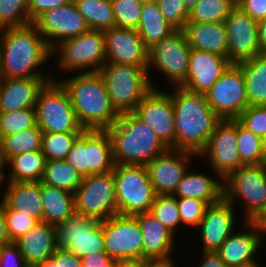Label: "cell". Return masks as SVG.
Instances as JSON below:
<instances>
[{
	"label": "cell",
	"instance_id": "16",
	"mask_svg": "<svg viewBox=\"0 0 266 267\" xmlns=\"http://www.w3.org/2000/svg\"><path fill=\"white\" fill-rule=\"evenodd\" d=\"M132 113L171 149H175L174 107L169 93L153 88Z\"/></svg>",
	"mask_w": 266,
	"mask_h": 267
},
{
	"label": "cell",
	"instance_id": "46",
	"mask_svg": "<svg viewBox=\"0 0 266 267\" xmlns=\"http://www.w3.org/2000/svg\"><path fill=\"white\" fill-rule=\"evenodd\" d=\"M4 214L6 217L7 232L11 242H15L39 223L37 219L29 215H24L10 209L5 203Z\"/></svg>",
	"mask_w": 266,
	"mask_h": 267
},
{
	"label": "cell",
	"instance_id": "39",
	"mask_svg": "<svg viewBox=\"0 0 266 267\" xmlns=\"http://www.w3.org/2000/svg\"><path fill=\"white\" fill-rule=\"evenodd\" d=\"M237 150L243 165L265 164L262 137L253 134L237 121Z\"/></svg>",
	"mask_w": 266,
	"mask_h": 267
},
{
	"label": "cell",
	"instance_id": "34",
	"mask_svg": "<svg viewBox=\"0 0 266 267\" xmlns=\"http://www.w3.org/2000/svg\"><path fill=\"white\" fill-rule=\"evenodd\" d=\"M45 156L42 150L28 151L10 158L5 165H9V182H37L41 181Z\"/></svg>",
	"mask_w": 266,
	"mask_h": 267
},
{
	"label": "cell",
	"instance_id": "44",
	"mask_svg": "<svg viewBox=\"0 0 266 267\" xmlns=\"http://www.w3.org/2000/svg\"><path fill=\"white\" fill-rule=\"evenodd\" d=\"M141 0H112V10L118 27L136 29L141 18Z\"/></svg>",
	"mask_w": 266,
	"mask_h": 267
},
{
	"label": "cell",
	"instance_id": "38",
	"mask_svg": "<svg viewBox=\"0 0 266 267\" xmlns=\"http://www.w3.org/2000/svg\"><path fill=\"white\" fill-rule=\"evenodd\" d=\"M237 7V0H198L189 10L187 22H224Z\"/></svg>",
	"mask_w": 266,
	"mask_h": 267
},
{
	"label": "cell",
	"instance_id": "48",
	"mask_svg": "<svg viewBox=\"0 0 266 267\" xmlns=\"http://www.w3.org/2000/svg\"><path fill=\"white\" fill-rule=\"evenodd\" d=\"M65 160L83 177L88 176V130L76 139Z\"/></svg>",
	"mask_w": 266,
	"mask_h": 267
},
{
	"label": "cell",
	"instance_id": "53",
	"mask_svg": "<svg viewBox=\"0 0 266 267\" xmlns=\"http://www.w3.org/2000/svg\"><path fill=\"white\" fill-rule=\"evenodd\" d=\"M237 7L257 22L266 18V0H237Z\"/></svg>",
	"mask_w": 266,
	"mask_h": 267
},
{
	"label": "cell",
	"instance_id": "24",
	"mask_svg": "<svg viewBox=\"0 0 266 267\" xmlns=\"http://www.w3.org/2000/svg\"><path fill=\"white\" fill-rule=\"evenodd\" d=\"M54 78H1L0 113L35 108L40 90Z\"/></svg>",
	"mask_w": 266,
	"mask_h": 267
},
{
	"label": "cell",
	"instance_id": "65",
	"mask_svg": "<svg viewBox=\"0 0 266 267\" xmlns=\"http://www.w3.org/2000/svg\"><path fill=\"white\" fill-rule=\"evenodd\" d=\"M100 1H107V2H111L112 0H100Z\"/></svg>",
	"mask_w": 266,
	"mask_h": 267
},
{
	"label": "cell",
	"instance_id": "41",
	"mask_svg": "<svg viewBox=\"0 0 266 267\" xmlns=\"http://www.w3.org/2000/svg\"><path fill=\"white\" fill-rule=\"evenodd\" d=\"M82 133H43L42 153L46 160H65Z\"/></svg>",
	"mask_w": 266,
	"mask_h": 267
},
{
	"label": "cell",
	"instance_id": "64",
	"mask_svg": "<svg viewBox=\"0 0 266 267\" xmlns=\"http://www.w3.org/2000/svg\"><path fill=\"white\" fill-rule=\"evenodd\" d=\"M247 267H261V266L258 265V263H256V264H253V265H250V266H247Z\"/></svg>",
	"mask_w": 266,
	"mask_h": 267
},
{
	"label": "cell",
	"instance_id": "28",
	"mask_svg": "<svg viewBox=\"0 0 266 267\" xmlns=\"http://www.w3.org/2000/svg\"><path fill=\"white\" fill-rule=\"evenodd\" d=\"M7 184L2 197L4 203L14 211L43 222L41 182H7Z\"/></svg>",
	"mask_w": 266,
	"mask_h": 267
},
{
	"label": "cell",
	"instance_id": "29",
	"mask_svg": "<svg viewBox=\"0 0 266 267\" xmlns=\"http://www.w3.org/2000/svg\"><path fill=\"white\" fill-rule=\"evenodd\" d=\"M176 198H196L208 205L220 202L224 198V181L216 180L203 173L185 172L173 194Z\"/></svg>",
	"mask_w": 266,
	"mask_h": 267
},
{
	"label": "cell",
	"instance_id": "21",
	"mask_svg": "<svg viewBox=\"0 0 266 267\" xmlns=\"http://www.w3.org/2000/svg\"><path fill=\"white\" fill-rule=\"evenodd\" d=\"M232 65L223 56L190 49L187 79L182 87L191 92L206 94Z\"/></svg>",
	"mask_w": 266,
	"mask_h": 267
},
{
	"label": "cell",
	"instance_id": "50",
	"mask_svg": "<svg viewBox=\"0 0 266 267\" xmlns=\"http://www.w3.org/2000/svg\"><path fill=\"white\" fill-rule=\"evenodd\" d=\"M35 267H82L81 259L67 249L57 248L54 255Z\"/></svg>",
	"mask_w": 266,
	"mask_h": 267
},
{
	"label": "cell",
	"instance_id": "26",
	"mask_svg": "<svg viewBox=\"0 0 266 267\" xmlns=\"http://www.w3.org/2000/svg\"><path fill=\"white\" fill-rule=\"evenodd\" d=\"M142 231L143 259L172 257L175 235L149 212L133 215Z\"/></svg>",
	"mask_w": 266,
	"mask_h": 267
},
{
	"label": "cell",
	"instance_id": "19",
	"mask_svg": "<svg viewBox=\"0 0 266 267\" xmlns=\"http://www.w3.org/2000/svg\"><path fill=\"white\" fill-rule=\"evenodd\" d=\"M196 154L169 148L146 166L156 195H173ZM188 162V163H187Z\"/></svg>",
	"mask_w": 266,
	"mask_h": 267
},
{
	"label": "cell",
	"instance_id": "4",
	"mask_svg": "<svg viewBox=\"0 0 266 267\" xmlns=\"http://www.w3.org/2000/svg\"><path fill=\"white\" fill-rule=\"evenodd\" d=\"M115 164L147 165L169 147L132 112L119 115L107 129Z\"/></svg>",
	"mask_w": 266,
	"mask_h": 267
},
{
	"label": "cell",
	"instance_id": "43",
	"mask_svg": "<svg viewBox=\"0 0 266 267\" xmlns=\"http://www.w3.org/2000/svg\"><path fill=\"white\" fill-rule=\"evenodd\" d=\"M150 212L174 235L181 224L177 198L173 195H156Z\"/></svg>",
	"mask_w": 266,
	"mask_h": 267
},
{
	"label": "cell",
	"instance_id": "14",
	"mask_svg": "<svg viewBox=\"0 0 266 267\" xmlns=\"http://www.w3.org/2000/svg\"><path fill=\"white\" fill-rule=\"evenodd\" d=\"M106 253L115 260L143 259L142 231L133 215H115L102 221Z\"/></svg>",
	"mask_w": 266,
	"mask_h": 267
},
{
	"label": "cell",
	"instance_id": "57",
	"mask_svg": "<svg viewBox=\"0 0 266 267\" xmlns=\"http://www.w3.org/2000/svg\"><path fill=\"white\" fill-rule=\"evenodd\" d=\"M258 45L261 54H266V18L257 22Z\"/></svg>",
	"mask_w": 266,
	"mask_h": 267
},
{
	"label": "cell",
	"instance_id": "3",
	"mask_svg": "<svg viewBox=\"0 0 266 267\" xmlns=\"http://www.w3.org/2000/svg\"><path fill=\"white\" fill-rule=\"evenodd\" d=\"M59 82L67 90L84 130H107L118 120L120 114L112 106L99 72L78 73Z\"/></svg>",
	"mask_w": 266,
	"mask_h": 267
},
{
	"label": "cell",
	"instance_id": "27",
	"mask_svg": "<svg viewBox=\"0 0 266 267\" xmlns=\"http://www.w3.org/2000/svg\"><path fill=\"white\" fill-rule=\"evenodd\" d=\"M183 30L190 49L227 58V31L224 22H187Z\"/></svg>",
	"mask_w": 266,
	"mask_h": 267
},
{
	"label": "cell",
	"instance_id": "9",
	"mask_svg": "<svg viewBox=\"0 0 266 267\" xmlns=\"http://www.w3.org/2000/svg\"><path fill=\"white\" fill-rule=\"evenodd\" d=\"M55 53L60 55L57 64L63 70L79 73L98 72L106 63L104 33L89 29L56 45L52 49V54Z\"/></svg>",
	"mask_w": 266,
	"mask_h": 267
},
{
	"label": "cell",
	"instance_id": "18",
	"mask_svg": "<svg viewBox=\"0 0 266 267\" xmlns=\"http://www.w3.org/2000/svg\"><path fill=\"white\" fill-rule=\"evenodd\" d=\"M224 23L227 31V58L233 64H239L261 54L257 21L236 7Z\"/></svg>",
	"mask_w": 266,
	"mask_h": 267
},
{
	"label": "cell",
	"instance_id": "12",
	"mask_svg": "<svg viewBox=\"0 0 266 267\" xmlns=\"http://www.w3.org/2000/svg\"><path fill=\"white\" fill-rule=\"evenodd\" d=\"M57 248L67 249L82 258L106 252L102 221L74 213L56 225Z\"/></svg>",
	"mask_w": 266,
	"mask_h": 267
},
{
	"label": "cell",
	"instance_id": "2",
	"mask_svg": "<svg viewBox=\"0 0 266 267\" xmlns=\"http://www.w3.org/2000/svg\"><path fill=\"white\" fill-rule=\"evenodd\" d=\"M1 33V78H51L38 70L39 66H43L53 55L33 23L23 27L2 29Z\"/></svg>",
	"mask_w": 266,
	"mask_h": 267
},
{
	"label": "cell",
	"instance_id": "6",
	"mask_svg": "<svg viewBox=\"0 0 266 267\" xmlns=\"http://www.w3.org/2000/svg\"><path fill=\"white\" fill-rule=\"evenodd\" d=\"M224 198L232 205L241 198L244 221L258 222L266 213V163L239 167L224 180Z\"/></svg>",
	"mask_w": 266,
	"mask_h": 267
},
{
	"label": "cell",
	"instance_id": "1",
	"mask_svg": "<svg viewBox=\"0 0 266 267\" xmlns=\"http://www.w3.org/2000/svg\"><path fill=\"white\" fill-rule=\"evenodd\" d=\"M170 93L175 120V149L199 155L205 150L221 118L209 106L206 95L182 86Z\"/></svg>",
	"mask_w": 266,
	"mask_h": 267
},
{
	"label": "cell",
	"instance_id": "37",
	"mask_svg": "<svg viewBox=\"0 0 266 267\" xmlns=\"http://www.w3.org/2000/svg\"><path fill=\"white\" fill-rule=\"evenodd\" d=\"M43 131L35 127L6 136L0 142V154L6 163L15 155L42 149Z\"/></svg>",
	"mask_w": 266,
	"mask_h": 267
},
{
	"label": "cell",
	"instance_id": "59",
	"mask_svg": "<svg viewBox=\"0 0 266 267\" xmlns=\"http://www.w3.org/2000/svg\"><path fill=\"white\" fill-rule=\"evenodd\" d=\"M114 267H145L144 259H119Z\"/></svg>",
	"mask_w": 266,
	"mask_h": 267
},
{
	"label": "cell",
	"instance_id": "35",
	"mask_svg": "<svg viewBox=\"0 0 266 267\" xmlns=\"http://www.w3.org/2000/svg\"><path fill=\"white\" fill-rule=\"evenodd\" d=\"M82 180L83 176L66 160H46L40 182L74 194Z\"/></svg>",
	"mask_w": 266,
	"mask_h": 267
},
{
	"label": "cell",
	"instance_id": "36",
	"mask_svg": "<svg viewBox=\"0 0 266 267\" xmlns=\"http://www.w3.org/2000/svg\"><path fill=\"white\" fill-rule=\"evenodd\" d=\"M84 17L89 29L105 31L117 28L118 24L114 17L112 4L100 0H73Z\"/></svg>",
	"mask_w": 266,
	"mask_h": 267
},
{
	"label": "cell",
	"instance_id": "32",
	"mask_svg": "<svg viewBox=\"0 0 266 267\" xmlns=\"http://www.w3.org/2000/svg\"><path fill=\"white\" fill-rule=\"evenodd\" d=\"M115 162L107 130H88V176L113 171Z\"/></svg>",
	"mask_w": 266,
	"mask_h": 267
},
{
	"label": "cell",
	"instance_id": "13",
	"mask_svg": "<svg viewBox=\"0 0 266 267\" xmlns=\"http://www.w3.org/2000/svg\"><path fill=\"white\" fill-rule=\"evenodd\" d=\"M205 95L209 106L221 119H236L248 107L242 69L233 64Z\"/></svg>",
	"mask_w": 266,
	"mask_h": 267
},
{
	"label": "cell",
	"instance_id": "33",
	"mask_svg": "<svg viewBox=\"0 0 266 267\" xmlns=\"http://www.w3.org/2000/svg\"><path fill=\"white\" fill-rule=\"evenodd\" d=\"M237 65L245 79L248 106H266V54Z\"/></svg>",
	"mask_w": 266,
	"mask_h": 267
},
{
	"label": "cell",
	"instance_id": "7",
	"mask_svg": "<svg viewBox=\"0 0 266 267\" xmlns=\"http://www.w3.org/2000/svg\"><path fill=\"white\" fill-rule=\"evenodd\" d=\"M37 126L43 133H82L67 90L51 80L40 90L36 101Z\"/></svg>",
	"mask_w": 266,
	"mask_h": 267
},
{
	"label": "cell",
	"instance_id": "47",
	"mask_svg": "<svg viewBox=\"0 0 266 267\" xmlns=\"http://www.w3.org/2000/svg\"><path fill=\"white\" fill-rule=\"evenodd\" d=\"M161 14L175 29H184L189 17V10L182 0H155Z\"/></svg>",
	"mask_w": 266,
	"mask_h": 267
},
{
	"label": "cell",
	"instance_id": "58",
	"mask_svg": "<svg viewBox=\"0 0 266 267\" xmlns=\"http://www.w3.org/2000/svg\"><path fill=\"white\" fill-rule=\"evenodd\" d=\"M173 258L146 259L145 267H176Z\"/></svg>",
	"mask_w": 266,
	"mask_h": 267
},
{
	"label": "cell",
	"instance_id": "62",
	"mask_svg": "<svg viewBox=\"0 0 266 267\" xmlns=\"http://www.w3.org/2000/svg\"><path fill=\"white\" fill-rule=\"evenodd\" d=\"M185 6L190 10L197 2L198 0H182Z\"/></svg>",
	"mask_w": 266,
	"mask_h": 267
},
{
	"label": "cell",
	"instance_id": "15",
	"mask_svg": "<svg viewBox=\"0 0 266 267\" xmlns=\"http://www.w3.org/2000/svg\"><path fill=\"white\" fill-rule=\"evenodd\" d=\"M199 156L208 158L211 168L221 181L243 166L237 150V120L221 119Z\"/></svg>",
	"mask_w": 266,
	"mask_h": 267
},
{
	"label": "cell",
	"instance_id": "45",
	"mask_svg": "<svg viewBox=\"0 0 266 267\" xmlns=\"http://www.w3.org/2000/svg\"><path fill=\"white\" fill-rule=\"evenodd\" d=\"M181 223L192 228H198L209 206L205 201L196 198H177Z\"/></svg>",
	"mask_w": 266,
	"mask_h": 267
},
{
	"label": "cell",
	"instance_id": "11",
	"mask_svg": "<svg viewBox=\"0 0 266 267\" xmlns=\"http://www.w3.org/2000/svg\"><path fill=\"white\" fill-rule=\"evenodd\" d=\"M190 47L183 29H176L149 49L148 71L155 67L174 87L187 79Z\"/></svg>",
	"mask_w": 266,
	"mask_h": 267
},
{
	"label": "cell",
	"instance_id": "17",
	"mask_svg": "<svg viewBox=\"0 0 266 267\" xmlns=\"http://www.w3.org/2000/svg\"><path fill=\"white\" fill-rule=\"evenodd\" d=\"M33 24L51 50L62 41L77 37L89 30L73 0L64 6L46 11Z\"/></svg>",
	"mask_w": 266,
	"mask_h": 267
},
{
	"label": "cell",
	"instance_id": "5",
	"mask_svg": "<svg viewBox=\"0 0 266 267\" xmlns=\"http://www.w3.org/2000/svg\"><path fill=\"white\" fill-rule=\"evenodd\" d=\"M98 72L104 80L111 104L119 114L132 112L156 87L149 81L148 66L105 63Z\"/></svg>",
	"mask_w": 266,
	"mask_h": 267
},
{
	"label": "cell",
	"instance_id": "10",
	"mask_svg": "<svg viewBox=\"0 0 266 267\" xmlns=\"http://www.w3.org/2000/svg\"><path fill=\"white\" fill-rule=\"evenodd\" d=\"M75 213L104 221L118 214L113 171L83 177L74 192Z\"/></svg>",
	"mask_w": 266,
	"mask_h": 267
},
{
	"label": "cell",
	"instance_id": "42",
	"mask_svg": "<svg viewBox=\"0 0 266 267\" xmlns=\"http://www.w3.org/2000/svg\"><path fill=\"white\" fill-rule=\"evenodd\" d=\"M29 24V0H0V30Z\"/></svg>",
	"mask_w": 266,
	"mask_h": 267
},
{
	"label": "cell",
	"instance_id": "54",
	"mask_svg": "<svg viewBox=\"0 0 266 267\" xmlns=\"http://www.w3.org/2000/svg\"><path fill=\"white\" fill-rule=\"evenodd\" d=\"M80 259L82 267H114L116 262L106 252L91 253Z\"/></svg>",
	"mask_w": 266,
	"mask_h": 267
},
{
	"label": "cell",
	"instance_id": "40",
	"mask_svg": "<svg viewBox=\"0 0 266 267\" xmlns=\"http://www.w3.org/2000/svg\"><path fill=\"white\" fill-rule=\"evenodd\" d=\"M37 125L36 109L24 108L0 113V142L11 134L31 129Z\"/></svg>",
	"mask_w": 266,
	"mask_h": 267
},
{
	"label": "cell",
	"instance_id": "49",
	"mask_svg": "<svg viewBox=\"0 0 266 267\" xmlns=\"http://www.w3.org/2000/svg\"><path fill=\"white\" fill-rule=\"evenodd\" d=\"M236 120L253 134H266V106H248Z\"/></svg>",
	"mask_w": 266,
	"mask_h": 267
},
{
	"label": "cell",
	"instance_id": "61",
	"mask_svg": "<svg viewBox=\"0 0 266 267\" xmlns=\"http://www.w3.org/2000/svg\"><path fill=\"white\" fill-rule=\"evenodd\" d=\"M4 166H5V162H4L3 157L0 154V184L4 179H6L5 176H4L5 174L3 173Z\"/></svg>",
	"mask_w": 266,
	"mask_h": 267
},
{
	"label": "cell",
	"instance_id": "55",
	"mask_svg": "<svg viewBox=\"0 0 266 267\" xmlns=\"http://www.w3.org/2000/svg\"><path fill=\"white\" fill-rule=\"evenodd\" d=\"M199 267H228L216 251H203L202 263Z\"/></svg>",
	"mask_w": 266,
	"mask_h": 267
},
{
	"label": "cell",
	"instance_id": "56",
	"mask_svg": "<svg viewBox=\"0 0 266 267\" xmlns=\"http://www.w3.org/2000/svg\"><path fill=\"white\" fill-rule=\"evenodd\" d=\"M10 237L7 232L6 217L4 214V200L0 202V246L10 243Z\"/></svg>",
	"mask_w": 266,
	"mask_h": 267
},
{
	"label": "cell",
	"instance_id": "30",
	"mask_svg": "<svg viewBox=\"0 0 266 267\" xmlns=\"http://www.w3.org/2000/svg\"><path fill=\"white\" fill-rule=\"evenodd\" d=\"M136 29L148 49L176 30L165 20L155 0L143 2L141 18Z\"/></svg>",
	"mask_w": 266,
	"mask_h": 267
},
{
	"label": "cell",
	"instance_id": "31",
	"mask_svg": "<svg viewBox=\"0 0 266 267\" xmlns=\"http://www.w3.org/2000/svg\"><path fill=\"white\" fill-rule=\"evenodd\" d=\"M43 222L57 225L75 213L74 194L41 183Z\"/></svg>",
	"mask_w": 266,
	"mask_h": 267
},
{
	"label": "cell",
	"instance_id": "52",
	"mask_svg": "<svg viewBox=\"0 0 266 267\" xmlns=\"http://www.w3.org/2000/svg\"><path fill=\"white\" fill-rule=\"evenodd\" d=\"M71 0H29L30 23L48 10L66 5Z\"/></svg>",
	"mask_w": 266,
	"mask_h": 267
},
{
	"label": "cell",
	"instance_id": "60",
	"mask_svg": "<svg viewBox=\"0 0 266 267\" xmlns=\"http://www.w3.org/2000/svg\"><path fill=\"white\" fill-rule=\"evenodd\" d=\"M263 236L266 235V213L258 220Z\"/></svg>",
	"mask_w": 266,
	"mask_h": 267
},
{
	"label": "cell",
	"instance_id": "23",
	"mask_svg": "<svg viewBox=\"0 0 266 267\" xmlns=\"http://www.w3.org/2000/svg\"><path fill=\"white\" fill-rule=\"evenodd\" d=\"M233 205L223 198L209 205L198 228L200 229L202 251H217L222 243L233 233L235 227Z\"/></svg>",
	"mask_w": 266,
	"mask_h": 267
},
{
	"label": "cell",
	"instance_id": "8",
	"mask_svg": "<svg viewBox=\"0 0 266 267\" xmlns=\"http://www.w3.org/2000/svg\"><path fill=\"white\" fill-rule=\"evenodd\" d=\"M119 215L149 212L156 193L145 165L115 164L113 169Z\"/></svg>",
	"mask_w": 266,
	"mask_h": 267
},
{
	"label": "cell",
	"instance_id": "25",
	"mask_svg": "<svg viewBox=\"0 0 266 267\" xmlns=\"http://www.w3.org/2000/svg\"><path fill=\"white\" fill-rule=\"evenodd\" d=\"M15 243L26 264L35 267L54 255L57 249L56 226L39 222Z\"/></svg>",
	"mask_w": 266,
	"mask_h": 267
},
{
	"label": "cell",
	"instance_id": "51",
	"mask_svg": "<svg viewBox=\"0 0 266 267\" xmlns=\"http://www.w3.org/2000/svg\"><path fill=\"white\" fill-rule=\"evenodd\" d=\"M0 267H29L15 242L0 246Z\"/></svg>",
	"mask_w": 266,
	"mask_h": 267
},
{
	"label": "cell",
	"instance_id": "63",
	"mask_svg": "<svg viewBox=\"0 0 266 267\" xmlns=\"http://www.w3.org/2000/svg\"><path fill=\"white\" fill-rule=\"evenodd\" d=\"M262 145H263V152H264V157H265V161H266V134L262 138Z\"/></svg>",
	"mask_w": 266,
	"mask_h": 267
},
{
	"label": "cell",
	"instance_id": "22",
	"mask_svg": "<svg viewBox=\"0 0 266 267\" xmlns=\"http://www.w3.org/2000/svg\"><path fill=\"white\" fill-rule=\"evenodd\" d=\"M243 222L246 231L233 232L216 251L228 267L256 264L254 255L262 245L263 234L258 222Z\"/></svg>",
	"mask_w": 266,
	"mask_h": 267
},
{
	"label": "cell",
	"instance_id": "20",
	"mask_svg": "<svg viewBox=\"0 0 266 267\" xmlns=\"http://www.w3.org/2000/svg\"><path fill=\"white\" fill-rule=\"evenodd\" d=\"M106 63L148 66L149 49L137 29L117 27L103 31Z\"/></svg>",
	"mask_w": 266,
	"mask_h": 267
}]
</instances>
